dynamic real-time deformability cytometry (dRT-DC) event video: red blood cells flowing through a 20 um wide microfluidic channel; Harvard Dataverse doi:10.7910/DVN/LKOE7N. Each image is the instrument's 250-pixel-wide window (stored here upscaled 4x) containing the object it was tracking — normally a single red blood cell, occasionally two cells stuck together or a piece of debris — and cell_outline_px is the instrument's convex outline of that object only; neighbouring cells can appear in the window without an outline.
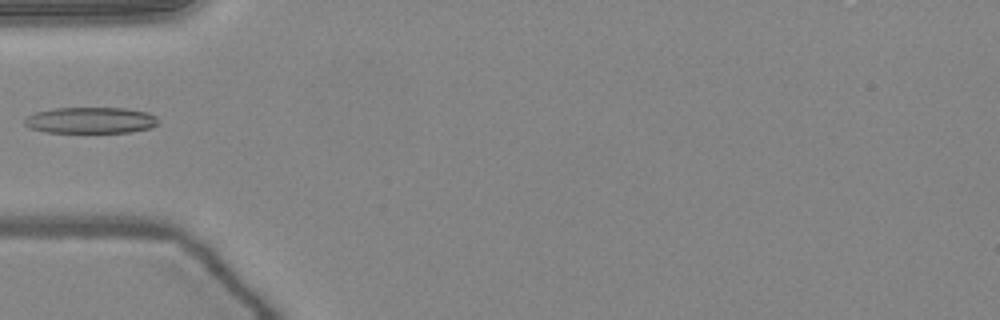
{"species": "common noctule bat (a hibernating species)", "species_latin": "Nyctalus noctula", "temperature_condition": "warm", "stored_images_in_passage": 35, "camera_frame_rate_fps": 3000, "um_per_image_px": 0.085, "animal": {"sex": "female", "body_mass_g": 24.6, "forearm_length_mm": 56.2}, "frame": {"image": 1, "passage_image": 1, "time_ms": 0.0, "image_size_px": [1000, 320], "cell_outline_px": [[156, 124], [152, 128], [132, 132], [44, 132], [28, 128], [24, 124], [24, 120], [28, 116], [36, 112], [52, 108], [124, 108], [148, 112], [156, 116]], "centroid_in_image_um": [7.68, 10.22], "position_along_channel_um": 77.3, "area_um2": 20.46}}
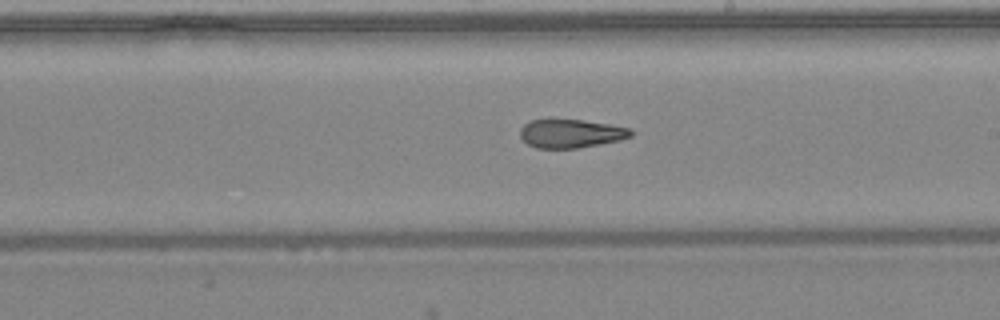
{"frame": {"image": 2, "passage_image": 13, "time_ms": 4.0, "image_size_px": [1000, 320], "cell_outline_px": [[632, 136], [620, 140], [576, 148], [536, 148], [528, 144], [520, 136], [520, 128], [524, 124], [532, 120], [584, 120], [608, 124], [628, 128], [632, 132]], "centroid_in_image_um": [48.5, 11.35], "position_along_channel_um": 240.5, "area_um2": 18.15}}
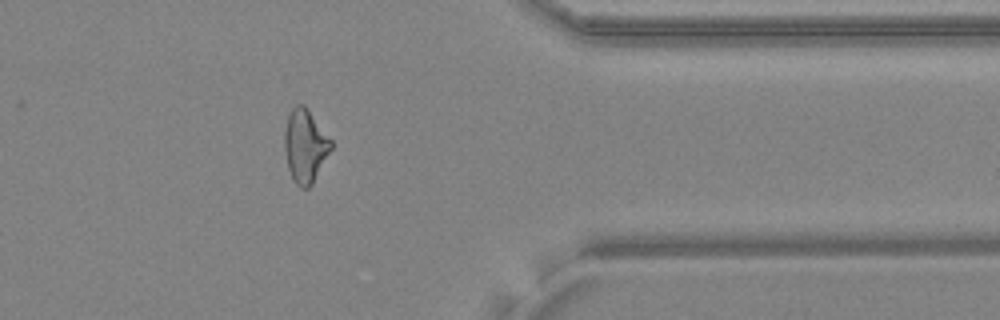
{"frame": {"image": 3, "passage_image": 25, "time_ms": 8.0, "image_size_px": [1000, 320], "cell_outline_px": [[332, 148], [312, 184], [308, 188], [300, 188], [292, 180], [288, 168], [284, 152], [284, 128], [288, 116], [292, 108], [296, 104], [304, 104], [332, 140]], "centroid_in_image_um": [25.92, 12.4], "position_along_channel_um": 385.5, "area_um2": 20.0}}